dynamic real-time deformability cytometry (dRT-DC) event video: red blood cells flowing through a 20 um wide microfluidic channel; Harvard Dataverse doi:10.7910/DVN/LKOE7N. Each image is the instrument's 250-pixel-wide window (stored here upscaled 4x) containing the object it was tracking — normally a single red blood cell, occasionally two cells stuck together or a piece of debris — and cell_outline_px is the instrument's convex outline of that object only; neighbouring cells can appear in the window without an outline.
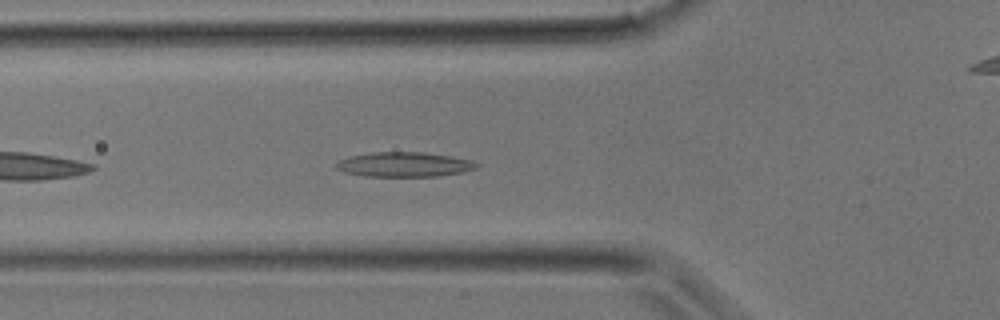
{"species": "common noctule bat (a hibernating species)", "species_latin": "Nyctalus noctula", "temperature_condition": "room temperature", "stored_images_in_passage": 32, "camera_frame_rate_fps": 3000, "um_per_image_px": 0.085, "animal": {"sex": "male", "body_mass_g": 17.9}, "frame": {"image": 1, "passage_image": 9, "time_ms": 2.667, "image_size_px": [1000, 320], "cell_outline_px": [[480, 164], [476, 168], [464, 172], [440, 176], [364, 176], [344, 172], [336, 168], [336, 164], [340, 160], [348, 156], [372, 152], [424, 152], [452, 156], [472, 160]], "centroid_in_image_um": [34.39, 13.97], "position_along_channel_um": 91.4, "area_um2": 20.35}}
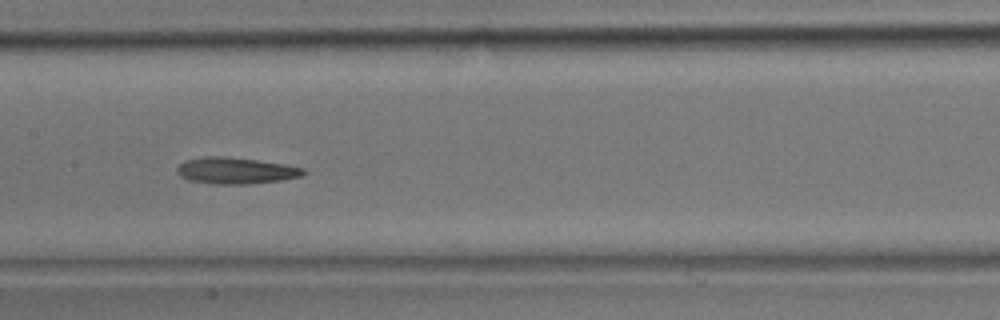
{"frame": {"image": 2, "passage_image": 14, "time_ms": 4.333, "image_size_px": [1000, 320], "cell_outline_px": [[308, 172], [300, 176], [280, 180], [248, 184], [216, 184], [188, 180], [180, 176], [176, 172], [176, 168], [184, 160], [204, 156], [224, 156], [256, 160], [284, 164], [304, 168]], "centroid_in_image_um": [20.0, 14.5], "position_along_channel_um": 187.4, "area_um2": 19.48}}
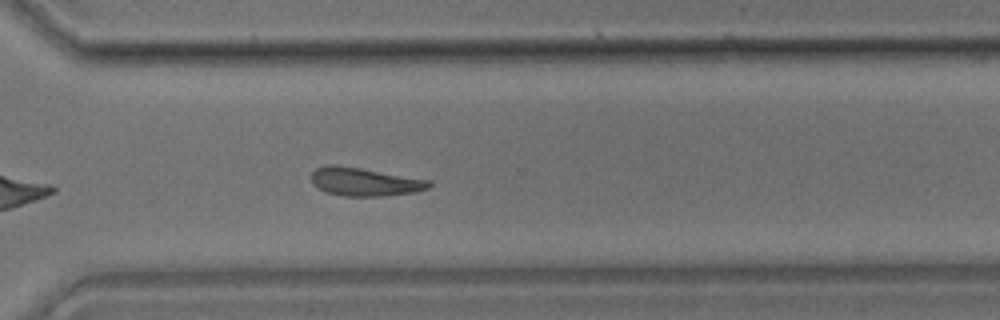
{"frame": {"image": 3, "passage_image": 22, "time_ms": 7.0, "image_size_px": [1000, 320], "cell_outline_px": [[432, 184], [428, 188], [416, 192], [384, 196], [344, 196], [324, 192], [316, 188], [312, 184], [312, 172], [316, 168], [324, 164], [336, 164], [360, 168], [428, 180]], "centroid_in_image_um": [30.92, 15.45], "position_along_channel_um": 339.7, "area_um2": 19.48}}